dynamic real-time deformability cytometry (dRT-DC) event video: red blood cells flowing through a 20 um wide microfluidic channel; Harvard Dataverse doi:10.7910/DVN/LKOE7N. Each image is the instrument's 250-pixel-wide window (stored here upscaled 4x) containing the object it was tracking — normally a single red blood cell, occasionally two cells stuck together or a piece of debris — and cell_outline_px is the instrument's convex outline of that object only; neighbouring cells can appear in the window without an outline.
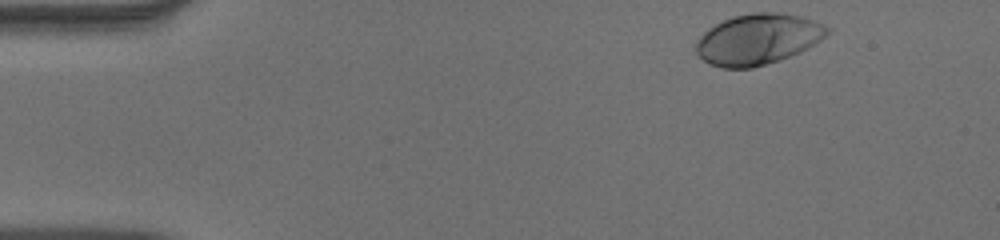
{"species": "human", "species_latin": "Homo sapiens", "temperature_condition": "warm", "stored_images_in_passage": 47, "camera_frame_rate_fps": 3000, "um_per_image_px": 0.085, "donor": {"sex": "male"}, "frame": {"image": 1, "passage_image": 1, "time_ms": 0.0, "image_size_px": [1000, 240], "cell_outline_px": [[832, 28], [820, 40], [800, 52], [780, 60], [752, 68], [720, 68], [708, 64], [696, 56], [696, 40], [708, 28], [732, 16], [752, 12], [780, 12], [800, 16], [812, 20]], "centroid_in_image_um": [64.38, 3.34], "position_along_channel_um": 20.6, "area_um2": 39.02}}
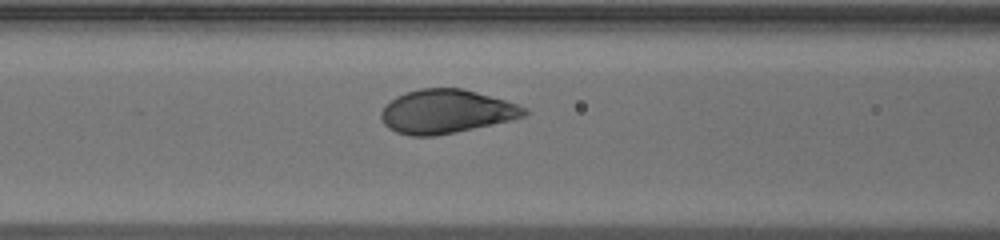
{"frame": {"image": 2, "passage_image": 17, "time_ms": 5.333, "image_size_px": [1000, 240], "cell_outline_px": [[528, 112], [524, 116], [512, 120], [456, 132], [436, 136], [412, 136], [396, 132], [388, 128], [384, 124], [380, 116], [380, 112], [396, 96], [420, 88], [464, 88], [504, 100], [528, 108]], "centroid_in_image_um": [37.93, 9.48], "position_along_channel_um": 128.7, "area_um2": 36.41}}
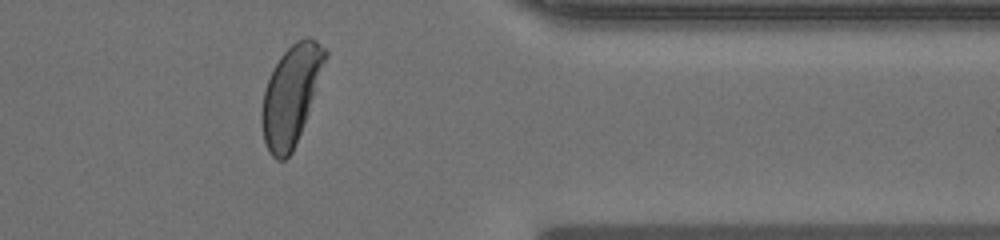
{"frame": {"image": 3, "passage_image": 38, "time_ms": 12.333, "image_size_px": [1000, 240], "cell_outline_px": [[328, 56], [300, 132], [292, 152], [284, 160], [276, 160], [268, 152], [264, 140], [260, 120], [260, 112], [264, 88], [280, 56], [296, 40], [304, 36], [308, 36], [316, 40], [328, 52]], "centroid_in_image_um": [24.71, 8.07], "position_along_channel_um": 386.7, "area_um2": 36.3}, "authors_computed_cell_mechanics": {"area_um2": 36.992, "velocity_mm_per_s": 3.8809, "shape_relaxation_time_tau1_ms": 2.4984, "shape_relaxation_time_tau2_ms": null, "deformation_change_tau1": 0.1712, "deformation_change_tau2": null}}